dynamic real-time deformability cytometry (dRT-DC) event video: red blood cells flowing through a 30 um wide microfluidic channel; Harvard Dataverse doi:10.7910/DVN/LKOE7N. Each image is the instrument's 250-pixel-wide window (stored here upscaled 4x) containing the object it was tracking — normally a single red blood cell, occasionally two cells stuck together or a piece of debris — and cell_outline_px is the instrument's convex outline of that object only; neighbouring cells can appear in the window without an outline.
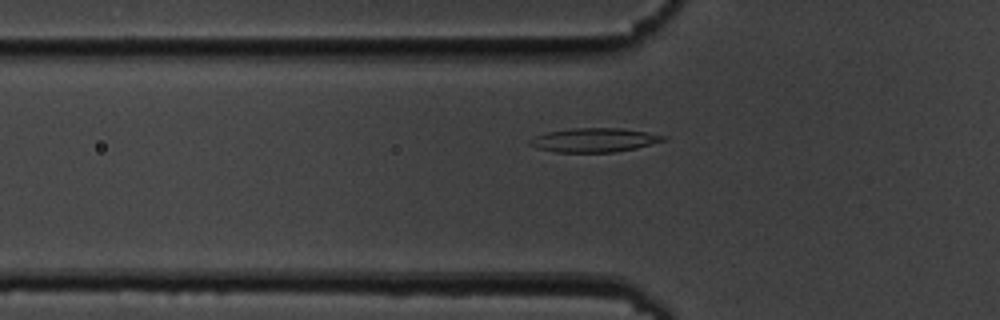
{"species": "common noctule bat (a hibernating species)", "species_latin": "Nyctalus noctula", "temperature_condition": "cold", "stored_images_in_passage": 40, "camera_frame_rate_fps": 3000, "um_per_image_px": 0.085, "animal": {"sex": "male", "body_mass_g": 19.5, "forearm_length_mm": 54.6}, "frame": {"image": 1, "passage_image": 3, "time_ms": 0.667, "image_size_px": [1000, 320], "cell_outline_px": [[668, 136], [664, 140], [636, 148], [612, 152], [556, 152], [536, 148], [528, 144], [528, 140], [544, 132], [572, 128], [620, 128]], "centroid_in_image_um": [50.44, 11.9], "position_along_channel_um": 75.4, "area_um2": 18.55}}
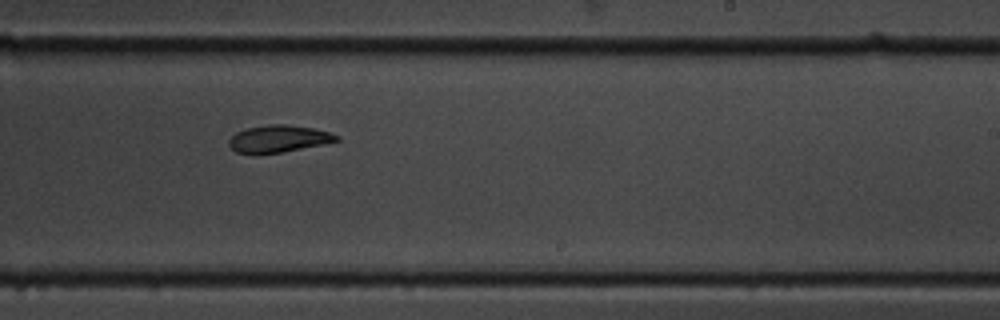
{"frame": {"image": 2, "passage_image": 19, "time_ms": 6.0, "image_size_px": [1000, 320], "cell_outline_px": [[340, 140], [324, 144], [280, 152], [236, 152], [228, 144], [228, 140], [236, 132], [248, 128], [268, 124], [284, 124], [312, 128], [328, 132], [340, 136]], "centroid_in_image_um": [23.7, 11.77], "position_along_channel_um": 265.3, "area_um2": 16.53}}
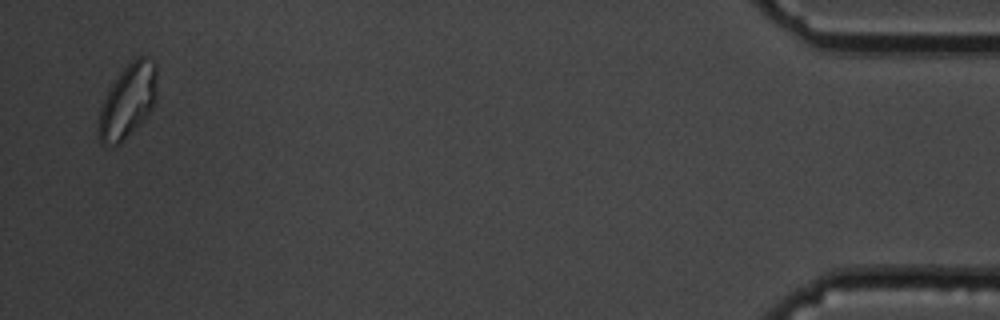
{"frame": {"image": 3, "passage_image": 39, "time_ms": 12.667, "image_size_px": [1000, 320], "cell_outline_px": [[156, 100], [152, 108], [120, 144], [104, 148], [100, 140], [96, 128], [100, 108], [112, 84], [124, 68], [136, 56], [148, 56], [156, 64]], "centroid_in_image_um": [10.84, 8.61], "position_along_channel_um": 424.4, "area_um2": 25.03}, "authors_computed_cell_mechanics": {"area_um2": 17.7157, "velocity_mm_per_s": 3.5647, "shape_relaxation_time_tau1_ms": 10.8972, "shape_relaxation_time_tau2_ms": 4.1161, "deformation_change_tau1": 0.2381, "deformation_change_tau2": 0.093}}